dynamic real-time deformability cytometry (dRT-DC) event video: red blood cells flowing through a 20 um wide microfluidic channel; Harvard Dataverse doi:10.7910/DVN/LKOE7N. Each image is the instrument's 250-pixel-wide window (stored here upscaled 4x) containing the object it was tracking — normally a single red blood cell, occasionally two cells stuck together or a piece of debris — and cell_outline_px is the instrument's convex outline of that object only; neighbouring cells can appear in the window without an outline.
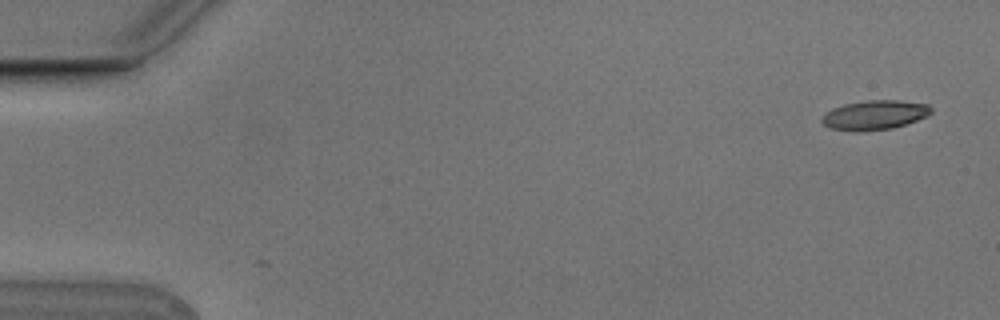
{"species": "Egyptian fruit bat (a non-hibernating species)", "species_latin": "Rousettus aegyptiacus", "temperature_condition": "cold", "stored_images_in_passage": 6, "camera_frame_rate_fps": 3000, "um_per_image_px": 0.085, "animal": {"sex": "male"}, "frame": {"image": 1, "passage_image": 1, "time_ms": 0.0, "image_size_px": [1000, 320], "cell_outline_px": [[932, 112], [928, 116], [892, 128], [860, 132], [856, 132], [832, 128], [824, 124], [820, 120], [820, 116], [824, 112], [832, 108], [844, 104], [868, 100], [900, 100], [928, 104], [932, 108]], "centroid_in_image_um": [74.32, 9.77], "position_along_channel_um": 10.7, "area_um2": 18.9}}
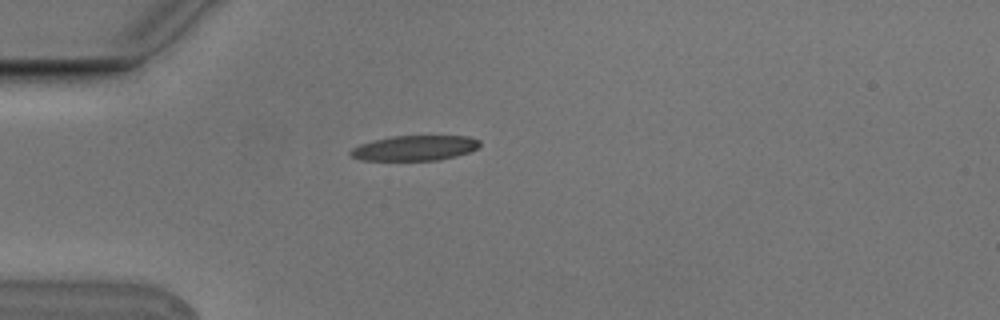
{"frame": {"image": 2, "passage_image": 4, "time_ms": 1.0, "image_size_px": [1000, 320], "cell_outline_px": [[480, 144], [476, 148], [468, 152], [456, 156], [440, 160], [360, 160], [352, 156], [348, 152], [352, 148], [360, 144], [392, 136], [468, 136], [480, 140]], "centroid_in_image_um": [35.25, 12.58], "position_along_channel_um": 49.7, "area_um2": 18.79}}